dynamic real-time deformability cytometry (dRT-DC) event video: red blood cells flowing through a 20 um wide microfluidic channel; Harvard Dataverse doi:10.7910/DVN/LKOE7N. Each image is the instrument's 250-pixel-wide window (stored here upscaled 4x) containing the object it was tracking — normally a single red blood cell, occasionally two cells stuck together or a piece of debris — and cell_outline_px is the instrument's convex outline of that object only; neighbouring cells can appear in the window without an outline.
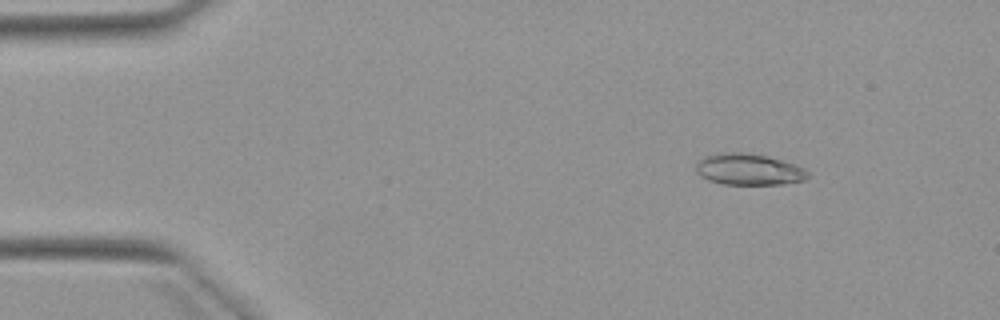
{"species": "Egyptian fruit bat (a non-hibernating species)", "species_latin": "Rousettus aegyptiacus", "temperature_condition": "warm", "stored_images_in_passage": 2, "camera_frame_rate_fps": 3000, "um_per_image_px": 0.085, "animal": {"sex": "female"}, "frame": {"image": 1, "passage_image": 1, "time_ms": 0.0, "image_size_px": [1000, 320], "cell_outline_px": [[808, 176], [804, 180], [784, 184], [724, 184], [708, 180], [700, 176], [696, 172], [696, 164], [700, 160], [708, 156], [720, 152], [744, 152], [764, 156], [780, 160], [804, 168], [808, 172]], "centroid_in_image_um": [63.62, 14.41], "position_along_channel_um": 21.4, "area_um2": 20.17}}
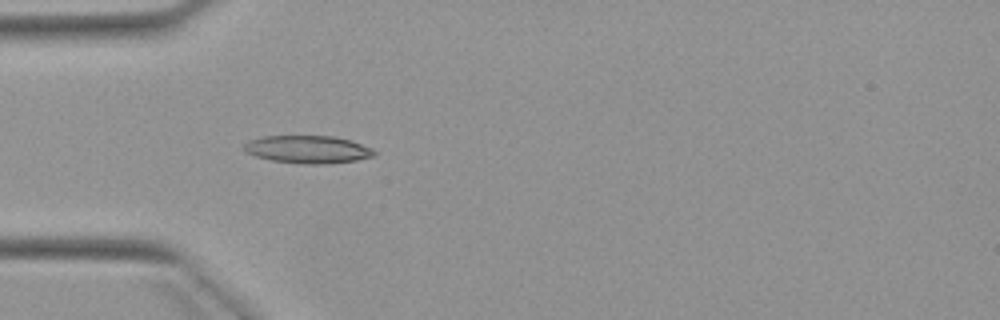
{"frame": {"image": 2, "passage_image": 2, "time_ms": 3.0, "image_size_px": [1000, 320], "cell_outline_px": [[376, 152], [372, 156], [356, 160], [328, 164], [308, 164], [272, 160], [256, 156], [244, 152], [244, 144], [248, 140], [264, 136], [332, 136], [352, 140], [372, 148]], "centroid_in_image_um": [26.16, 12.69], "position_along_channel_um": 58.8, "area_um2": 20.98}}